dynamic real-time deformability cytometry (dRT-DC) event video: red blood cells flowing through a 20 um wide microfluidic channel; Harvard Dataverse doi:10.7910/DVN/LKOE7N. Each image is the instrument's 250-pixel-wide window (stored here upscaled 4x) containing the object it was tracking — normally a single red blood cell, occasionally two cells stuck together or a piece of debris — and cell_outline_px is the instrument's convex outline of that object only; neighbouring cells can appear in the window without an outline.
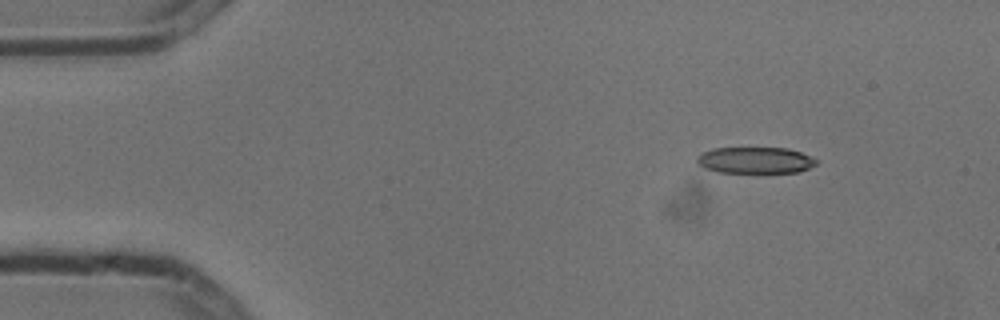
{"species": "common noctule bat (a hibernating species)", "species_latin": "Nyctalus noctula", "temperature_condition": "cold", "stored_images_in_passage": 5, "camera_frame_rate_fps": 3000, "um_per_image_px": 0.085, "animal": {"sex": "male", "body_mass_g": 13.3}, "frame": {"image": 1, "passage_image": 1, "time_ms": 0.0, "image_size_px": [1000, 320], "cell_outline_px": [[816, 164], [800, 172], [716, 172], [704, 168], [696, 164], [696, 156], [712, 148], [788, 148], [800, 152], [816, 160]], "centroid_in_image_um": [64.13, 13.62], "position_along_channel_um": 20.9, "area_um2": 18.26}}
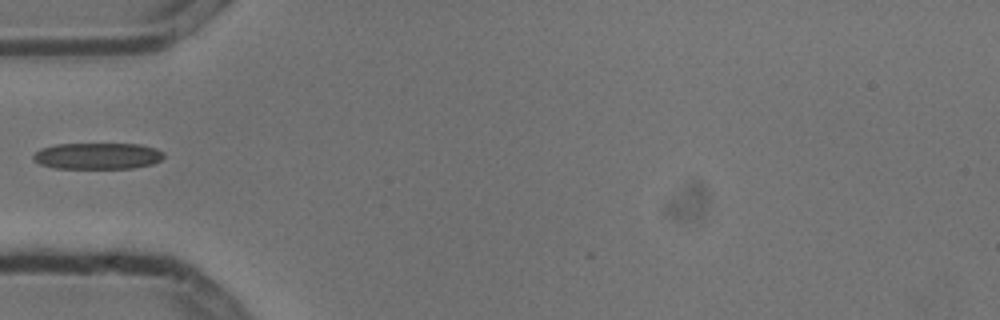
{"frame": {"image": 2, "passage_image": 4, "time_ms": 1.0, "image_size_px": [1000, 320], "cell_outline_px": [[164, 156], [160, 160], [152, 164], [132, 168], [56, 168], [40, 164], [32, 160], [32, 156], [40, 148], [56, 144], [140, 144], [156, 148], [164, 152]], "centroid_in_image_um": [8.28, 13.25], "position_along_channel_um": 76.7, "area_um2": 20.11}}
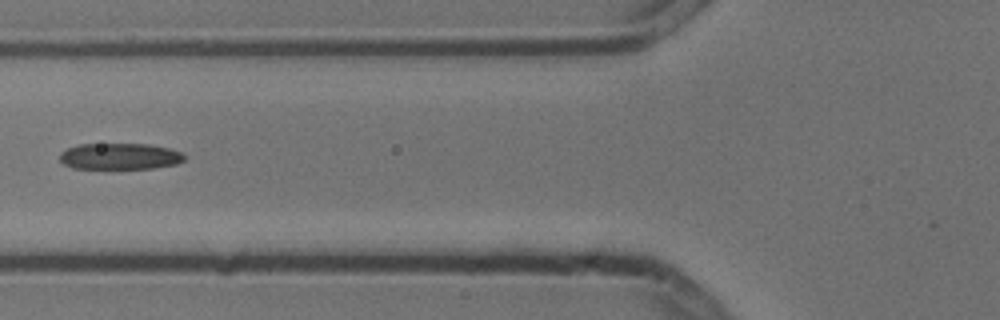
{"frame": {"image": 3, "passage_image": 5, "time_ms": 1.333, "image_size_px": [1000, 320], "cell_outline_px": [[184, 160], [176, 164], [152, 168], [72, 168], [64, 164], [60, 160], [60, 152], [68, 148], [80, 144], [148, 144], [168, 148], [184, 152]], "centroid_in_image_um": [10.19, 13.28], "position_along_channel_um": 115.6, "area_um2": 19.02}}